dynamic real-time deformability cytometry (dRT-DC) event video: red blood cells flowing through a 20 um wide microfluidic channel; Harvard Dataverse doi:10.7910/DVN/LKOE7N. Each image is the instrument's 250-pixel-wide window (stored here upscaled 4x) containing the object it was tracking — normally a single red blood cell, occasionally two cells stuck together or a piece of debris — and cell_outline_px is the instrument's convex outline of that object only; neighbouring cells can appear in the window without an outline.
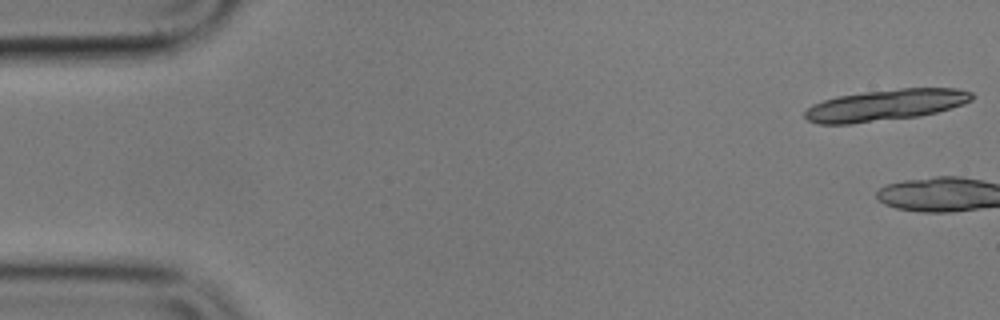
{"species": "common noctule bat (a hibernating species)", "species_latin": "Nyctalus noctula", "temperature_condition": "cold", "stored_images_in_passage": 4, "camera_frame_rate_fps": 3000, "um_per_image_px": 0.085, "animal": {"sex": "male", "body_mass_g": 17.9}, "frame": {"image": 1, "passage_image": 1, "time_ms": 0.0, "image_size_px": [1000, 320], "cell_outline_px": [[976, 96], [972, 100], [964, 104], [936, 112], [920, 116], [852, 124], [816, 124], [808, 120], [804, 116], [804, 112], [812, 104], [836, 96], [864, 92], [900, 88], [956, 88], [972, 92]], "centroid_in_image_um": [75.28, 8.93], "position_along_channel_um": 9.7, "area_um2": 30.69}}